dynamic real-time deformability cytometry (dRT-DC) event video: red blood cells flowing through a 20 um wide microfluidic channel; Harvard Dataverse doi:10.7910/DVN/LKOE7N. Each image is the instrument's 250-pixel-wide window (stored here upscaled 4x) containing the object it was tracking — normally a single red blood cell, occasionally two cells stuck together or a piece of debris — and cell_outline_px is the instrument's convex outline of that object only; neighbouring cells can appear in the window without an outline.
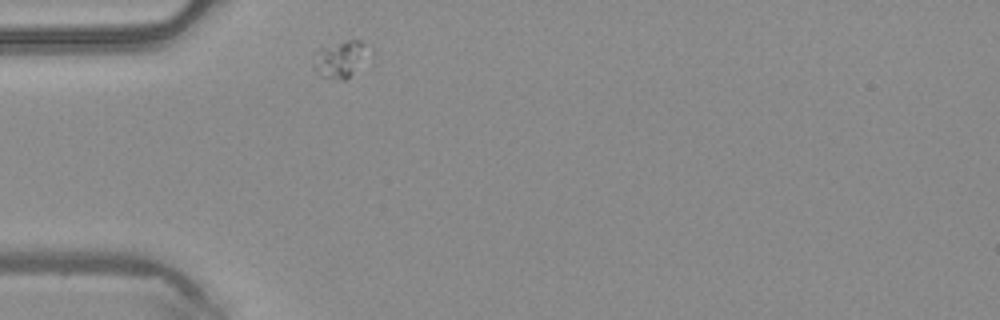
{"species": "common noctule bat (a hibernating species)", "species_latin": "Nyctalus noctula", "temperature_condition": "warm", "stored_images_in_passage": 1, "camera_frame_rate_fps": 3000, "um_per_image_px": 0.085, "animal": {"sex": "male", "body_mass_g": 20.4}, "frame": {"image": 1, "passage_image": 1, "time_ms": 0.0, "image_size_px": [1000, 320], "cell_outline_px": [[364, 48], [348, 76], [344, 80], [320, 76], [312, 68], [312, 64], [320, 48], [348, 40], [360, 40], [364, 44]], "centroid_in_image_um": [28.72, 5.03], "position_along_channel_um": 56.3, "area_um2": 10.29}}